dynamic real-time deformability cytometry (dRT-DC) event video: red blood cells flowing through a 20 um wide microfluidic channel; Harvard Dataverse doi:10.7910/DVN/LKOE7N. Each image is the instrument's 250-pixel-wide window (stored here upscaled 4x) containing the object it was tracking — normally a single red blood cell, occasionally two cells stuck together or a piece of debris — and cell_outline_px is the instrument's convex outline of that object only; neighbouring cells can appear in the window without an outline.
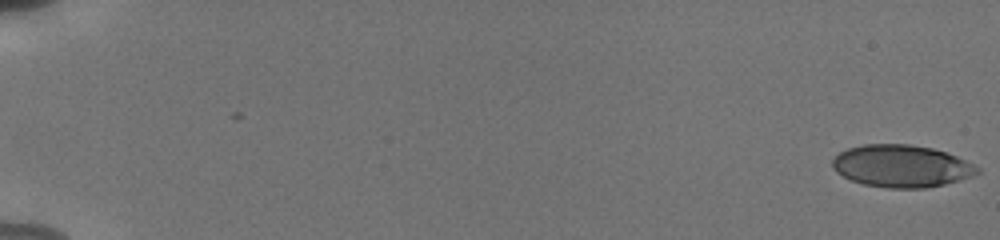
{"species": "human", "species_latin": "Homo sapiens", "temperature_condition": "cold", "stored_images_in_passage": 56, "camera_frame_rate_fps": 3000, "um_per_image_px": 0.085, "donor": {"sex": "male"}, "frame": {"image": 1, "passage_image": 1, "time_ms": 0.0, "image_size_px": [1000, 240], "cell_outline_px": [[980, 172], [972, 176], [960, 180], [944, 184], [924, 188], [888, 188], [864, 184], [852, 180], [836, 172], [832, 168], [832, 160], [840, 152], [848, 148], [864, 144], [908, 144], [932, 148], [956, 156], [980, 168]], "centroid_in_image_um": [76.61, 14.11], "position_along_channel_um": 8.4, "area_um2": 35.49}}
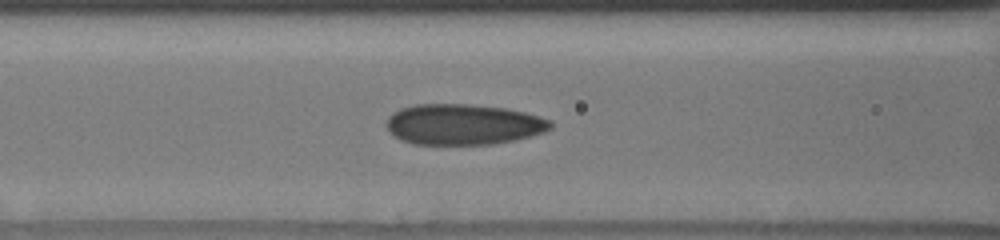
{"frame": {"image": 2, "passage_image": 26, "time_ms": 8.333, "image_size_px": [1000, 240], "cell_outline_px": [[552, 128], [544, 132], [512, 140], [492, 144], [412, 144], [400, 140], [392, 136], [388, 132], [388, 116], [392, 112], [400, 108], [416, 104], [468, 104], [504, 108], [524, 112], [540, 116], [552, 120]], "centroid_in_image_um": [39.35, 10.57], "position_along_channel_um": 127.3, "area_um2": 39.02}}
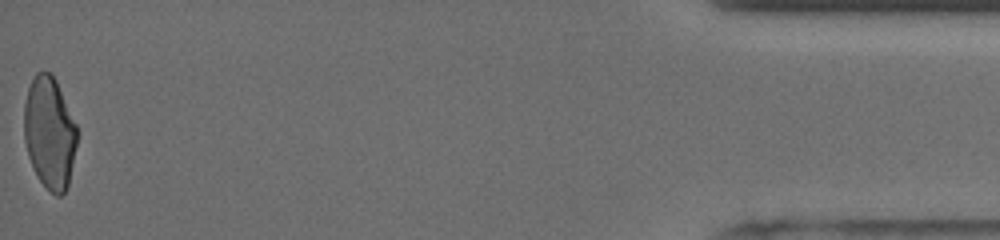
{"frame": {"image": 3, "passage_image": 56, "time_ms": 18.333, "image_size_px": [1000, 240], "cell_outline_px": [[76, 144], [68, 184], [64, 192], [60, 196], [56, 196], [40, 180], [28, 156], [24, 140], [24, 104], [28, 88], [36, 72], [48, 72], [56, 80], [76, 124]], "centroid_in_image_um": [4.19, 11.26], "position_along_channel_um": 431.0, "area_um2": 33.99}, "authors_computed_cell_mechanics": {"area_um2": 37.1654, "velocity_mm_per_s": 3.8326, "shape_relaxation_time_tau1_ms": 8.4319, "shape_relaxation_time_tau2_ms": 1.5458, "deformation_change_tau1": 0.1928, "deformation_change_tau2": 0.0759}}